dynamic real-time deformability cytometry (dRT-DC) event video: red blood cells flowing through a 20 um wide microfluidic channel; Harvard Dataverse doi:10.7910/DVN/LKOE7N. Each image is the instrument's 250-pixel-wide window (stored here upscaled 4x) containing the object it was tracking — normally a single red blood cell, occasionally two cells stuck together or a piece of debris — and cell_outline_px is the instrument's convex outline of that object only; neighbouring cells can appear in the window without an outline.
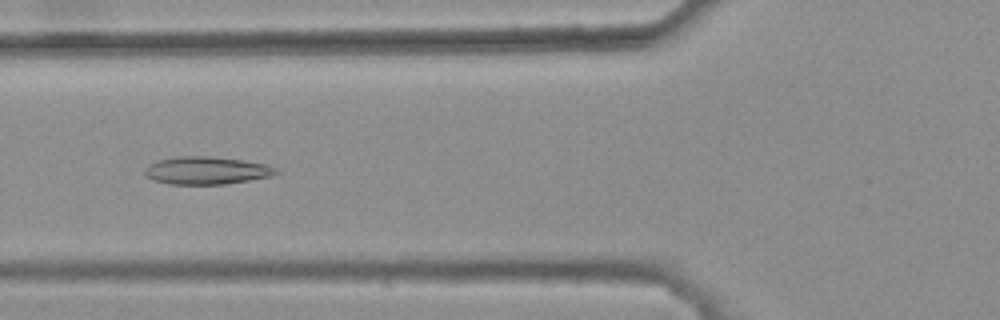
{"species": "common noctule bat (a hibernating species)", "species_latin": "Nyctalus noctula", "temperature_condition": "warm", "stored_images_in_passage": 45, "camera_frame_rate_fps": 3000, "um_per_image_px": 0.085, "animal": {"sex": "female", "body_mass_g": 25.1}, "frame": {"image": 1, "passage_image": 20, "time_ms": 6.333, "image_size_px": [1000, 320], "cell_outline_px": [[280, 172], [272, 176], [224, 184], [168, 184], [152, 180], [144, 172], [144, 168], [148, 164], [156, 160], [176, 156], [212, 156], [240, 160], [264, 164], [276, 168]], "centroid_in_image_um": [17.5, 14.49], "position_along_channel_um": 108.3, "area_um2": 21.21}}
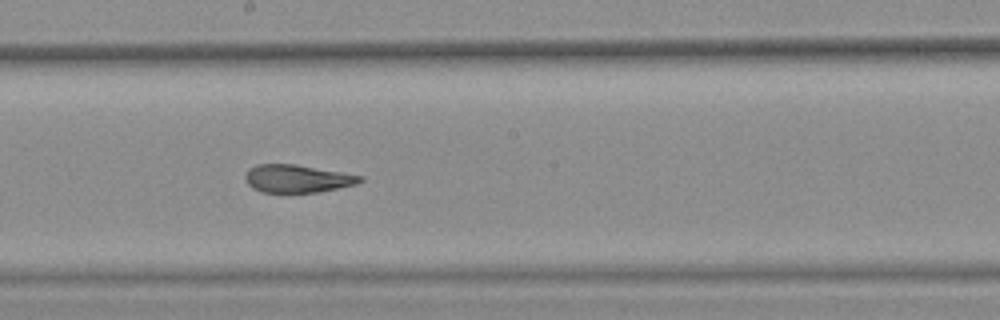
{"frame": {"image": 2, "passage_image": 29, "time_ms": 9.333, "image_size_px": [1000, 320], "cell_outline_px": [[364, 180], [356, 184], [320, 192], [260, 192], [252, 188], [248, 184], [244, 176], [248, 168], [256, 164], [296, 164], [364, 176]], "centroid_in_image_um": [25.25, 15.18], "position_along_channel_um": 222.9, "area_um2": 18.73}}
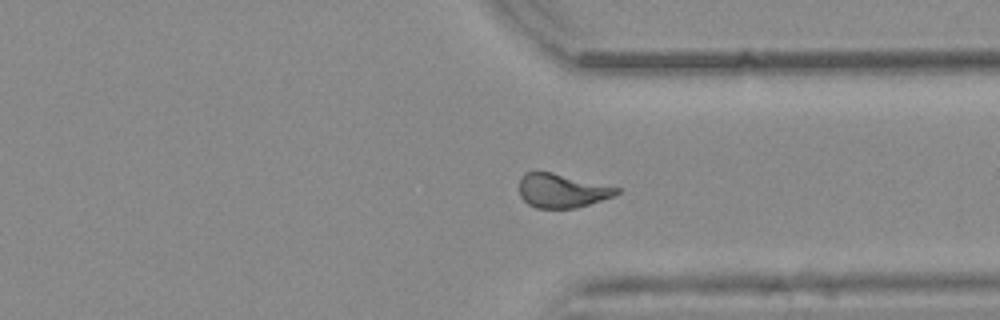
{"frame": {"image": 3, "passage_image": 40, "time_ms": 13.0, "image_size_px": [1000, 320], "cell_outline_px": [[620, 192], [612, 196], [576, 208], [536, 208], [528, 204], [520, 196], [520, 180], [524, 172], [552, 172], [620, 188]], "centroid_in_image_um": [47.74, 16.21], "position_along_channel_um": 363.7, "area_um2": 19.02}, "authors_computed_cell_mechanics": {"area_um2": 20.2878, "velocity_mm_per_s": 3.8218, "shape_relaxation_time_tau1_ms": null, "shape_relaxation_time_tau2_ms": 1.8742, "deformation_change_tau1": null, "deformation_change_tau2": 0.0937}}